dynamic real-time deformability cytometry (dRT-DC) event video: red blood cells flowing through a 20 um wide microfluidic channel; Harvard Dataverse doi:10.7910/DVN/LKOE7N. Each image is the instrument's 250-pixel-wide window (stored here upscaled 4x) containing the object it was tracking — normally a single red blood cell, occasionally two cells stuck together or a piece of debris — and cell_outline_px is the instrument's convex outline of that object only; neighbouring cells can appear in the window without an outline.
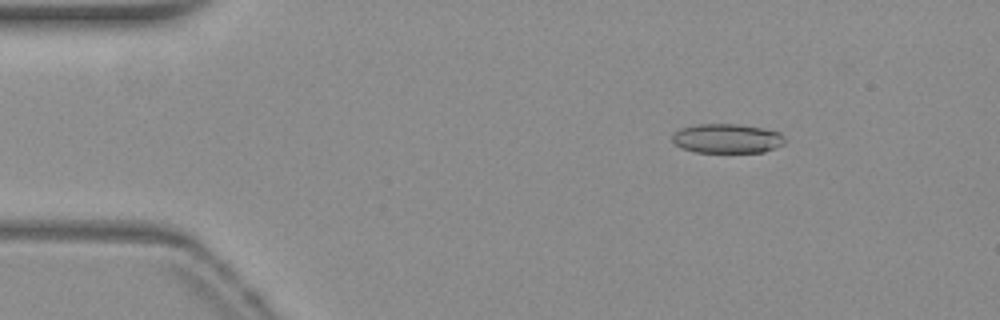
{"species": "common noctule bat (a hibernating species)", "species_latin": "Nyctalus noctula", "temperature_condition": "warm", "stored_images_in_passage": 54, "camera_frame_rate_fps": 3000, "um_per_image_px": 0.085, "animal": {"sex": "female", "body_mass_g": 19.3, "forearm_length_mm": 54.1}, "frame": {"image": 1, "passage_image": 8, "time_ms": 2.333, "image_size_px": [1000, 320], "cell_outline_px": [[784, 144], [764, 152], [696, 152], [684, 148], [676, 144], [672, 140], [672, 136], [680, 128], [696, 124], [736, 124], [764, 128], [780, 132], [784, 136]], "centroid_in_image_um": [61.82, 11.76], "position_along_channel_um": 23.2, "area_um2": 19.19}}
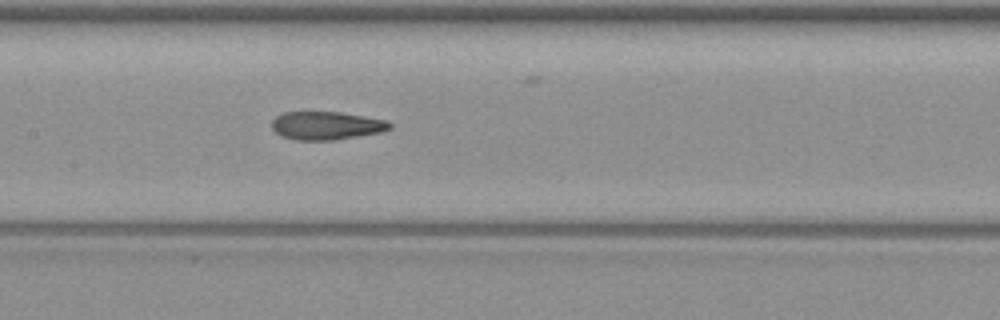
{"frame": {"image": 2, "passage_image": 26, "time_ms": 8.333, "image_size_px": [1000, 320], "cell_outline_px": [[392, 128], [380, 132], [332, 140], [296, 140], [280, 136], [272, 128], [272, 120], [276, 116], [284, 112], [340, 112], [388, 120], [392, 124]], "centroid_in_image_um": [27.73, 10.67], "position_along_channel_um": 179.7, "area_um2": 19.36}}
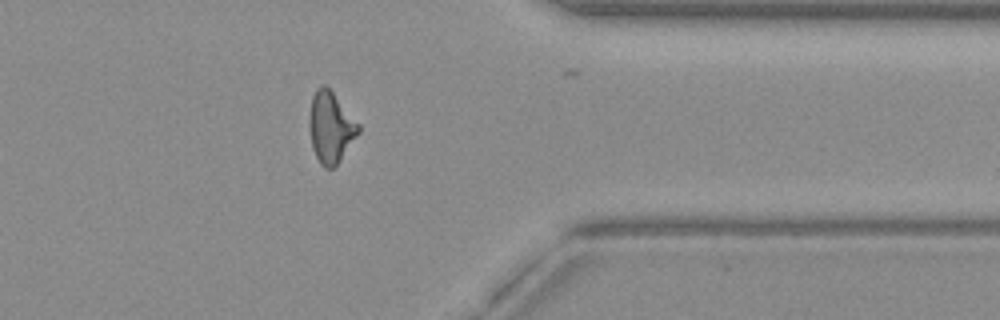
{"frame": {"image": 3, "passage_image": 43, "time_ms": 14.0, "image_size_px": [1000, 320], "cell_outline_px": [[360, 132], [340, 160], [332, 168], [324, 168], [320, 164], [312, 148], [308, 124], [308, 116], [312, 96], [316, 88], [320, 84], [324, 84], [332, 92], [360, 124]], "centroid_in_image_um": [28.09, 10.81], "position_along_channel_um": 383.3, "area_um2": 20.46}, "authors_computed_cell_mechanics": {"area_um2": 20.0566, "velocity_mm_per_s": 3.8466, "shape_relaxation_time_tau1_ms": null, "shape_relaxation_time_tau2_ms": 2.2634, "deformation_change_tau1": null, "deformation_change_tau2": 0.1111}}